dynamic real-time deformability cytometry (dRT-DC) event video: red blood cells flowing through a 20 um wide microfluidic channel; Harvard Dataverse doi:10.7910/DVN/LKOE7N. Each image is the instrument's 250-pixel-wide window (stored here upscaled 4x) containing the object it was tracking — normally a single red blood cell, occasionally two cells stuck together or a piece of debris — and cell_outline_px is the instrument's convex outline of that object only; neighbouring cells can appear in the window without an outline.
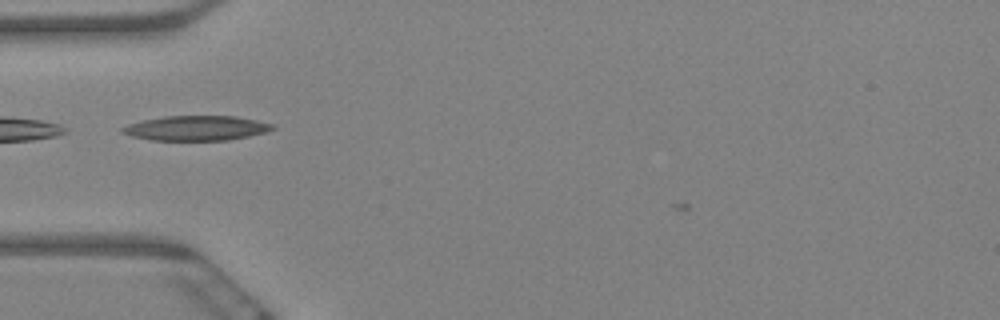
{"species": "Egyptian fruit bat (a non-hibernating species)", "species_latin": "Rousettus aegyptiacus", "temperature_condition": "warm", "stored_images_in_passage": 13, "camera_frame_rate_fps": 3000, "um_per_image_px": 0.085, "animal": {"sex": "female"}, "frame": {"image": 1, "passage_image": 6, "time_ms": 1.667, "image_size_px": [1000, 320], "cell_outline_px": [[276, 128], [264, 132], [248, 136], [228, 140], [152, 140], [132, 136], [120, 132], [120, 128], [128, 124], [144, 120], [164, 116], [236, 116], [256, 120], [272, 124]], "centroid_in_image_um": [16.66, 10.89], "position_along_channel_um": 68.3, "area_um2": 21.56}}